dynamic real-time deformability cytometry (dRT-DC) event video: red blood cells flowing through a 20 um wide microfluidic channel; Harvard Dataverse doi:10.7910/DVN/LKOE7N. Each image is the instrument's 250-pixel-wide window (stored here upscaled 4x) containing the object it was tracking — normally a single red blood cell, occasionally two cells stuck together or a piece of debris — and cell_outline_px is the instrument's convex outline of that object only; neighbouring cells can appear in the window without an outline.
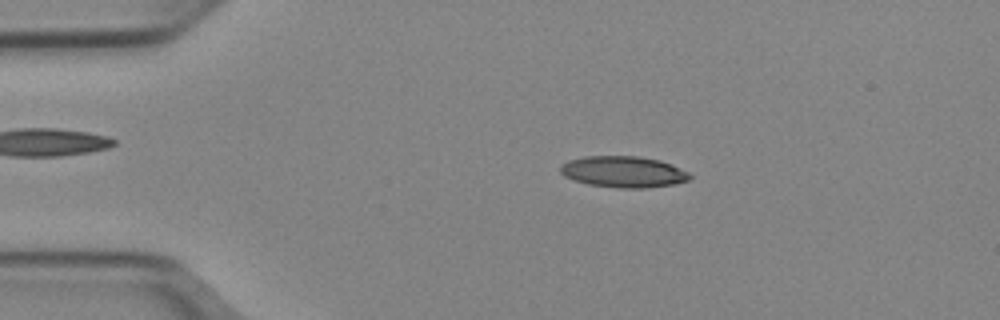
{"species": "Egyptian fruit bat (a non-hibernating species)", "species_latin": "Rousettus aegyptiacus", "temperature_condition": "cold", "stored_images_in_passage": 50, "camera_frame_rate_fps": 3000, "um_per_image_px": 0.085, "animal": {"sex": "female"}, "frame": {"image": 1, "passage_image": 9, "time_ms": 2.667, "image_size_px": [1000, 320], "cell_outline_px": [[692, 176], [688, 180], [672, 184], [648, 188], [620, 188], [588, 184], [564, 176], [560, 172], [560, 168], [568, 160], [584, 156], [640, 156], [660, 160], [672, 164], [688, 172]], "centroid_in_image_um": [53.01, 14.6], "position_along_channel_um": 32.0, "area_um2": 23.52}}
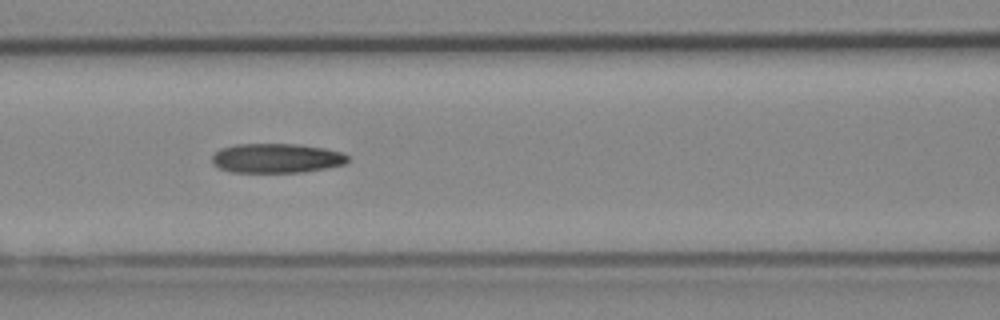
{"frame": {"image": 2, "passage_image": 21, "time_ms": 6.667, "image_size_px": [1000, 320], "cell_outline_px": [[348, 160], [344, 164], [304, 172], [232, 172], [220, 168], [212, 164], [212, 156], [220, 148], [236, 144], [300, 144], [324, 148], [340, 152], [348, 156]], "centroid_in_image_um": [23.47, 13.44], "position_along_channel_um": 143.1, "area_um2": 23.24}}
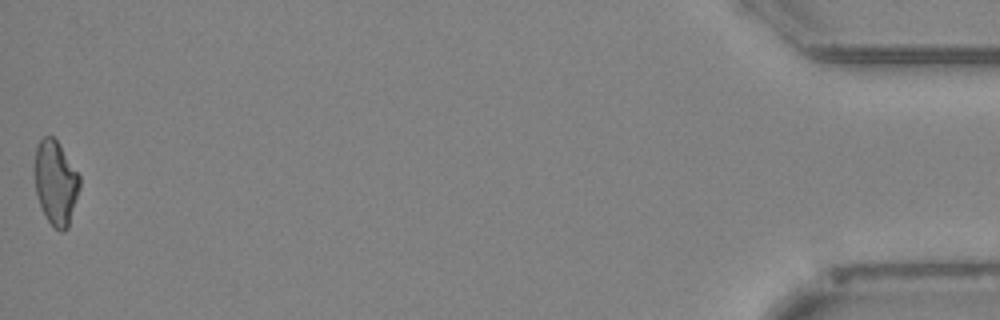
{"frame": {"image": 3, "passage_image": 50, "time_ms": 16.333, "image_size_px": [1000, 320], "cell_outline_px": [[80, 188], [68, 228], [64, 232], [60, 232], [48, 220], [40, 204], [36, 192], [36, 148], [40, 140], [44, 136], [52, 136], [60, 144], [80, 176]], "centroid_in_image_um": [4.77, 15.54], "position_along_channel_um": 430.4, "area_um2": 21.73}, "authors_computed_cell_mechanics": {"area_um2": 23.0044, "velocity_mm_per_s": 3.9794, "shape_relaxation_time_tau1_ms": 10.6512, "shape_relaxation_time_tau2_ms": 4.6682, "deformation_change_tau1": 0.2206, "deformation_change_tau2": 0.1369}}